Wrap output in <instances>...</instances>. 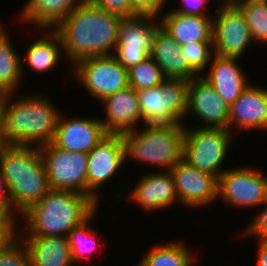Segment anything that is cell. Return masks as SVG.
Returning a JSON list of instances; mask_svg holds the SVG:
<instances>
[{"label":"cell","mask_w":267,"mask_h":266,"mask_svg":"<svg viewBox=\"0 0 267 266\" xmlns=\"http://www.w3.org/2000/svg\"><path fill=\"white\" fill-rule=\"evenodd\" d=\"M0 212L11 221H18L19 215L13 210L9 191L0 170ZM18 216V217H17Z\"/></svg>","instance_id":"e575fe53"},{"label":"cell","mask_w":267,"mask_h":266,"mask_svg":"<svg viewBox=\"0 0 267 266\" xmlns=\"http://www.w3.org/2000/svg\"><path fill=\"white\" fill-rule=\"evenodd\" d=\"M236 5L245 16L254 43L267 45V3Z\"/></svg>","instance_id":"f1b7e54d"},{"label":"cell","mask_w":267,"mask_h":266,"mask_svg":"<svg viewBox=\"0 0 267 266\" xmlns=\"http://www.w3.org/2000/svg\"><path fill=\"white\" fill-rule=\"evenodd\" d=\"M51 190L87 195V153L70 152L52 142L39 147Z\"/></svg>","instance_id":"8fae6325"},{"label":"cell","mask_w":267,"mask_h":266,"mask_svg":"<svg viewBox=\"0 0 267 266\" xmlns=\"http://www.w3.org/2000/svg\"><path fill=\"white\" fill-rule=\"evenodd\" d=\"M74 266H76V265H74ZM78 266H92V264L91 265L90 264H88V265L87 264L86 265L85 264H83V265L79 264Z\"/></svg>","instance_id":"7bdbcfd3"},{"label":"cell","mask_w":267,"mask_h":266,"mask_svg":"<svg viewBox=\"0 0 267 266\" xmlns=\"http://www.w3.org/2000/svg\"><path fill=\"white\" fill-rule=\"evenodd\" d=\"M72 78L79 81L87 93L99 103L106 97L129 86L128 69L113 55L92 56L71 66Z\"/></svg>","instance_id":"ba28073f"},{"label":"cell","mask_w":267,"mask_h":266,"mask_svg":"<svg viewBox=\"0 0 267 266\" xmlns=\"http://www.w3.org/2000/svg\"><path fill=\"white\" fill-rule=\"evenodd\" d=\"M209 70L202 77L214 88L215 92L228 104L234 103L241 93L250 85L247 77L239 67L240 58L212 55ZM206 73V74H205Z\"/></svg>","instance_id":"ffe728a7"},{"label":"cell","mask_w":267,"mask_h":266,"mask_svg":"<svg viewBox=\"0 0 267 266\" xmlns=\"http://www.w3.org/2000/svg\"><path fill=\"white\" fill-rule=\"evenodd\" d=\"M41 94L0 96L2 138L7 145L41 147L52 142L61 112Z\"/></svg>","instance_id":"7a4b0ae2"},{"label":"cell","mask_w":267,"mask_h":266,"mask_svg":"<svg viewBox=\"0 0 267 266\" xmlns=\"http://www.w3.org/2000/svg\"><path fill=\"white\" fill-rule=\"evenodd\" d=\"M133 12L137 16H158L165 7L167 0H130Z\"/></svg>","instance_id":"836d02e7"},{"label":"cell","mask_w":267,"mask_h":266,"mask_svg":"<svg viewBox=\"0 0 267 266\" xmlns=\"http://www.w3.org/2000/svg\"><path fill=\"white\" fill-rule=\"evenodd\" d=\"M235 4L267 3V0H234Z\"/></svg>","instance_id":"ab89813d"},{"label":"cell","mask_w":267,"mask_h":266,"mask_svg":"<svg viewBox=\"0 0 267 266\" xmlns=\"http://www.w3.org/2000/svg\"><path fill=\"white\" fill-rule=\"evenodd\" d=\"M87 157V196L99 206L102 195L98 191L126 162L122 135L107 134Z\"/></svg>","instance_id":"4fadbf2b"},{"label":"cell","mask_w":267,"mask_h":266,"mask_svg":"<svg viewBox=\"0 0 267 266\" xmlns=\"http://www.w3.org/2000/svg\"><path fill=\"white\" fill-rule=\"evenodd\" d=\"M17 236V233H0V253L10 244Z\"/></svg>","instance_id":"f35d334b"},{"label":"cell","mask_w":267,"mask_h":266,"mask_svg":"<svg viewBox=\"0 0 267 266\" xmlns=\"http://www.w3.org/2000/svg\"><path fill=\"white\" fill-rule=\"evenodd\" d=\"M2 116H3V111H2V107L0 105V149L5 147L7 144L3 141L2 138Z\"/></svg>","instance_id":"60d3db41"},{"label":"cell","mask_w":267,"mask_h":266,"mask_svg":"<svg viewBox=\"0 0 267 266\" xmlns=\"http://www.w3.org/2000/svg\"><path fill=\"white\" fill-rule=\"evenodd\" d=\"M121 19L88 1L72 10L54 28L62 41L64 57L70 63V74L71 66L78 60L113 55Z\"/></svg>","instance_id":"6da1fadb"},{"label":"cell","mask_w":267,"mask_h":266,"mask_svg":"<svg viewBox=\"0 0 267 266\" xmlns=\"http://www.w3.org/2000/svg\"><path fill=\"white\" fill-rule=\"evenodd\" d=\"M100 104L106 114L100 118L106 134L122 135L142 124L137 91L131 86L106 97Z\"/></svg>","instance_id":"e0dca14e"},{"label":"cell","mask_w":267,"mask_h":266,"mask_svg":"<svg viewBox=\"0 0 267 266\" xmlns=\"http://www.w3.org/2000/svg\"><path fill=\"white\" fill-rule=\"evenodd\" d=\"M61 113L52 143L70 152L89 153L107 134L99 117H71Z\"/></svg>","instance_id":"2e32d148"},{"label":"cell","mask_w":267,"mask_h":266,"mask_svg":"<svg viewBox=\"0 0 267 266\" xmlns=\"http://www.w3.org/2000/svg\"><path fill=\"white\" fill-rule=\"evenodd\" d=\"M263 205L259 213L241 233L243 236H257L256 238L267 240V200Z\"/></svg>","instance_id":"d6a6232c"},{"label":"cell","mask_w":267,"mask_h":266,"mask_svg":"<svg viewBox=\"0 0 267 266\" xmlns=\"http://www.w3.org/2000/svg\"><path fill=\"white\" fill-rule=\"evenodd\" d=\"M191 114L203 122L195 127L229 130V105L202 76L193 78L188 84L186 118Z\"/></svg>","instance_id":"9a60e30c"},{"label":"cell","mask_w":267,"mask_h":266,"mask_svg":"<svg viewBox=\"0 0 267 266\" xmlns=\"http://www.w3.org/2000/svg\"><path fill=\"white\" fill-rule=\"evenodd\" d=\"M213 13L214 54L242 58L251 43L250 29L241 9L234 2H219Z\"/></svg>","instance_id":"30bf717a"},{"label":"cell","mask_w":267,"mask_h":266,"mask_svg":"<svg viewBox=\"0 0 267 266\" xmlns=\"http://www.w3.org/2000/svg\"><path fill=\"white\" fill-rule=\"evenodd\" d=\"M122 134L125 160L171 170L183 159L184 127L181 124H145Z\"/></svg>","instance_id":"5b68a950"},{"label":"cell","mask_w":267,"mask_h":266,"mask_svg":"<svg viewBox=\"0 0 267 266\" xmlns=\"http://www.w3.org/2000/svg\"><path fill=\"white\" fill-rule=\"evenodd\" d=\"M217 198L236 209L261 207L267 200V176L255 167L226 169L218 177Z\"/></svg>","instance_id":"9c48e42d"},{"label":"cell","mask_w":267,"mask_h":266,"mask_svg":"<svg viewBox=\"0 0 267 266\" xmlns=\"http://www.w3.org/2000/svg\"><path fill=\"white\" fill-rule=\"evenodd\" d=\"M210 15H184L169 10L164 15L162 13L160 26L179 46L194 42H212L213 15Z\"/></svg>","instance_id":"44dd1931"},{"label":"cell","mask_w":267,"mask_h":266,"mask_svg":"<svg viewBox=\"0 0 267 266\" xmlns=\"http://www.w3.org/2000/svg\"><path fill=\"white\" fill-rule=\"evenodd\" d=\"M159 171L146 172L140 176L134 188H131L129 199L136 203V206H140L143 212L164 210L179 201L170 170Z\"/></svg>","instance_id":"d6986e66"},{"label":"cell","mask_w":267,"mask_h":266,"mask_svg":"<svg viewBox=\"0 0 267 266\" xmlns=\"http://www.w3.org/2000/svg\"><path fill=\"white\" fill-rule=\"evenodd\" d=\"M98 211L96 210L86 221L76 228H73L69 235V244L71 248V255L74 265L85 258L90 259L91 254L98 250L101 246V236L97 234V229L90 225L92 220L96 217ZM96 250V251H95Z\"/></svg>","instance_id":"4316f807"},{"label":"cell","mask_w":267,"mask_h":266,"mask_svg":"<svg viewBox=\"0 0 267 266\" xmlns=\"http://www.w3.org/2000/svg\"><path fill=\"white\" fill-rule=\"evenodd\" d=\"M0 266H31L28 248L18 236L0 253Z\"/></svg>","instance_id":"4dcf8cb0"},{"label":"cell","mask_w":267,"mask_h":266,"mask_svg":"<svg viewBox=\"0 0 267 266\" xmlns=\"http://www.w3.org/2000/svg\"><path fill=\"white\" fill-rule=\"evenodd\" d=\"M257 242V266H267V240L259 239Z\"/></svg>","instance_id":"74e56055"},{"label":"cell","mask_w":267,"mask_h":266,"mask_svg":"<svg viewBox=\"0 0 267 266\" xmlns=\"http://www.w3.org/2000/svg\"><path fill=\"white\" fill-rule=\"evenodd\" d=\"M235 129L267 131V89L252 83L229 105V130Z\"/></svg>","instance_id":"ac0fdd59"},{"label":"cell","mask_w":267,"mask_h":266,"mask_svg":"<svg viewBox=\"0 0 267 266\" xmlns=\"http://www.w3.org/2000/svg\"><path fill=\"white\" fill-rule=\"evenodd\" d=\"M96 7L109 13L129 18L137 16L132 9L130 0H89Z\"/></svg>","instance_id":"1f68e13d"},{"label":"cell","mask_w":267,"mask_h":266,"mask_svg":"<svg viewBox=\"0 0 267 266\" xmlns=\"http://www.w3.org/2000/svg\"><path fill=\"white\" fill-rule=\"evenodd\" d=\"M30 254L31 266H74L66 236H18Z\"/></svg>","instance_id":"603a6c76"},{"label":"cell","mask_w":267,"mask_h":266,"mask_svg":"<svg viewBox=\"0 0 267 266\" xmlns=\"http://www.w3.org/2000/svg\"><path fill=\"white\" fill-rule=\"evenodd\" d=\"M170 173L177 198L187 209H199L218 201V179L215 176L196 169L184 159L179 161Z\"/></svg>","instance_id":"5bb4252c"},{"label":"cell","mask_w":267,"mask_h":266,"mask_svg":"<svg viewBox=\"0 0 267 266\" xmlns=\"http://www.w3.org/2000/svg\"><path fill=\"white\" fill-rule=\"evenodd\" d=\"M150 56L161 68L166 78L190 81L198 77L188 65L187 59L181 54L179 44L161 26L155 32Z\"/></svg>","instance_id":"7402d4cb"},{"label":"cell","mask_w":267,"mask_h":266,"mask_svg":"<svg viewBox=\"0 0 267 266\" xmlns=\"http://www.w3.org/2000/svg\"><path fill=\"white\" fill-rule=\"evenodd\" d=\"M181 47V54L187 59L190 68L198 75L208 68L213 51L212 42H194ZM208 65V66H207Z\"/></svg>","instance_id":"f546056e"},{"label":"cell","mask_w":267,"mask_h":266,"mask_svg":"<svg viewBox=\"0 0 267 266\" xmlns=\"http://www.w3.org/2000/svg\"><path fill=\"white\" fill-rule=\"evenodd\" d=\"M4 28L6 29V26L0 23V96L18 93L16 91L23 82V71L26 66L21 60L23 56L17 53L16 46Z\"/></svg>","instance_id":"d4e9b609"},{"label":"cell","mask_w":267,"mask_h":266,"mask_svg":"<svg viewBox=\"0 0 267 266\" xmlns=\"http://www.w3.org/2000/svg\"><path fill=\"white\" fill-rule=\"evenodd\" d=\"M219 2H234V0H220Z\"/></svg>","instance_id":"b9f144b4"},{"label":"cell","mask_w":267,"mask_h":266,"mask_svg":"<svg viewBox=\"0 0 267 266\" xmlns=\"http://www.w3.org/2000/svg\"><path fill=\"white\" fill-rule=\"evenodd\" d=\"M166 79L161 68L150 56L128 69V83L136 91L160 85Z\"/></svg>","instance_id":"83f0119b"},{"label":"cell","mask_w":267,"mask_h":266,"mask_svg":"<svg viewBox=\"0 0 267 266\" xmlns=\"http://www.w3.org/2000/svg\"><path fill=\"white\" fill-rule=\"evenodd\" d=\"M181 1L183 5H181L177 9H172L173 11L184 15H194V16L209 15L207 14L209 12H207L206 5L210 0H181Z\"/></svg>","instance_id":"d590c367"},{"label":"cell","mask_w":267,"mask_h":266,"mask_svg":"<svg viewBox=\"0 0 267 266\" xmlns=\"http://www.w3.org/2000/svg\"><path fill=\"white\" fill-rule=\"evenodd\" d=\"M18 221L9 220L0 212V233H17Z\"/></svg>","instance_id":"8d00e7d4"},{"label":"cell","mask_w":267,"mask_h":266,"mask_svg":"<svg viewBox=\"0 0 267 266\" xmlns=\"http://www.w3.org/2000/svg\"><path fill=\"white\" fill-rule=\"evenodd\" d=\"M232 137L233 133L226 128L185 126L183 159L218 179L226 170L222 169V164L229 152Z\"/></svg>","instance_id":"52a82bcc"},{"label":"cell","mask_w":267,"mask_h":266,"mask_svg":"<svg viewBox=\"0 0 267 266\" xmlns=\"http://www.w3.org/2000/svg\"><path fill=\"white\" fill-rule=\"evenodd\" d=\"M0 170L18 215L50 190L39 147L6 145L0 149Z\"/></svg>","instance_id":"277c9868"},{"label":"cell","mask_w":267,"mask_h":266,"mask_svg":"<svg viewBox=\"0 0 267 266\" xmlns=\"http://www.w3.org/2000/svg\"><path fill=\"white\" fill-rule=\"evenodd\" d=\"M97 209L98 205L87 195L50 189L41 201L19 215L18 224L19 220L24 222L27 235L19 230L17 236L68 237L73 228L81 225Z\"/></svg>","instance_id":"3957f363"},{"label":"cell","mask_w":267,"mask_h":266,"mask_svg":"<svg viewBox=\"0 0 267 266\" xmlns=\"http://www.w3.org/2000/svg\"><path fill=\"white\" fill-rule=\"evenodd\" d=\"M188 84L185 79L166 78L160 85L137 91L142 126L181 124L186 118Z\"/></svg>","instance_id":"8992f818"},{"label":"cell","mask_w":267,"mask_h":266,"mask_svg":"<svg viewBox=\"0 0 267 266\" xmlns=\"http://www.w3.org/2000/svg\"><path fill=\"white\" fill-rule=\"evenodd\" d=\"M160 17L134 16L120 20L113 56L124 68L129 69L150 57Z\"/></svg>","instance_id":"7c38bea8"},{"label":"cell","mask_w":267,"mask_h":266,"mask_svg":"<svg viewBox=\"0 0 267 266\" xmlns=\"http://www.w3.org/2000/svg\"><path fill=\"white\" fill-rule=\"evenodd\" d=\"M44 33L43 38L40 37L28 45L23 60L27 63V67L35 73H47L54 71L53 69L60 63L64 56L62 41L60 36L54 29H37ZM63 55V56H62Z\"/></svg>","instance_id":"cb8c5ba5"},{"label":"cell","mask_w":267,"mask_h":266,"mask_svg":"<svg viewBox=\"0 0 267 266\" xmlns=\"http://www.w3.org/2000/svg\"><path fill=\"white\" fill-rule=\"evenodd\" d=\"M179 241L154 245L144 254L137 266H191L196 260L192 250L186 243Z\"/></svg>","instance_id":"484cf974"}]
</instances>
